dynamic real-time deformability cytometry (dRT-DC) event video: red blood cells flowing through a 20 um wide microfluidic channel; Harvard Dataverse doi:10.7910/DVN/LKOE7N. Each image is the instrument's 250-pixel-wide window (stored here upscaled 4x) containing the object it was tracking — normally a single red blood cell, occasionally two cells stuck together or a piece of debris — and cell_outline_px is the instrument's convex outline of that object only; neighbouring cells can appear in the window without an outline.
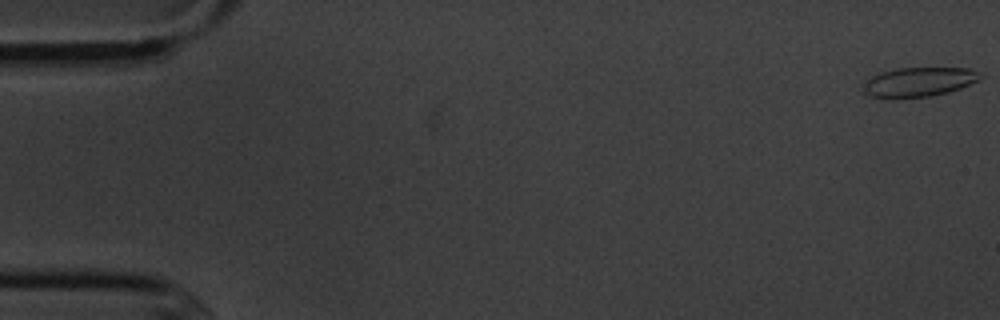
{"species": "common noctule bat (a hibernating species)", "species_latin": "Nyctalus noctula", "temperature_condition": "cold", "stored_images_in_passage": 6, "camera_frame_rate_fps": 3000, "um_per_image_px": 0.085, "animal": {"sex": "male", "body_mass_g": 20.1, "forearm_length_mm": 53.5}, "frame": {"image": 1, "passage_image": 1, "time_ms": 0.0, "image_size_px": [1000, 320], "cell_outline_px": [[984, 76], [980, 80], [960, 88], [948, 92], [932, 96], [896, 100], [892, 100], [872, 96], [864, 92], [864, 84], [872, 76], [880, 72], [896, 68], [968, 68]], "centroid_in_image_um": [78.09, 6.99], "position_along_channel_um": 6.9, "area_um2": 20.35}}
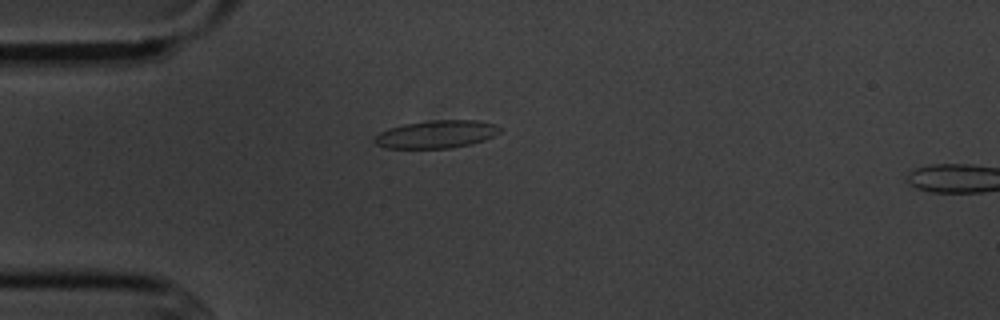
{"frame": {"image": 2, "passage_image": 5, "time_ms": 4.667, "image_size_px": [1000, 320], "cell_outline_px": [[500, 132], [484, 140], [472, 144], [452, 148], [384, 148], [376, 144], [372, 140], [380, 132], [388, 128], [404, 124], [432, 120], [476, 120], [496, 124], [500, 128]], "centroid_in_image_um": [37.08, 11.41], "position_along_channel_um": 47.9, "area_um2": 20.35}}